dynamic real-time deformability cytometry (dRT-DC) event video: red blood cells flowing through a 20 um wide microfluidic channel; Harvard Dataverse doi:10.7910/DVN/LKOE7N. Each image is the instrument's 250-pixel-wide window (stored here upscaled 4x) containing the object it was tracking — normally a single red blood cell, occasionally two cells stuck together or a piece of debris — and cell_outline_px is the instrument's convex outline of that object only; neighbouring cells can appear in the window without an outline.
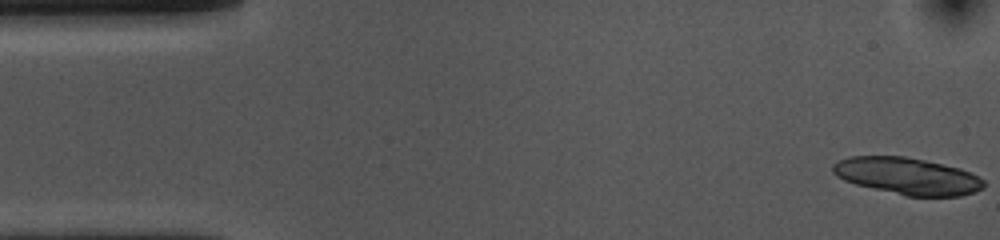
{"species": "common noctule bat (a hibernating species)", "species_latin": "Nyctalus noctula", "temperature_condition": "cold", "stored_images_in_passage": 21, "segment_of_instrument_passage": [1, 2], "camera_frame_rate_fps": 3000, "um_per_image_px": 0.085, "animal": {"sex": "female", "body_mass_g": 10.0, "forearm_length_mm": 53.1}, "frame": {"image": 1, "passage_image": 1, "time_ms": 0.0, "image_size_px": [1000, 240], "cell_outline_px": [[984, 188], [960, 196], [908, 196], [856, 184], [844, 180], [836, 176], [832, 172], [832, 164], [836, 160], [848, 156], [904, 156], [924, 160], [960, 168], [984, 180]], "centroid_in_image_um": [77.08, 14.95], "position_along_channel_um": 7.9, "area_um2": 32.25}}